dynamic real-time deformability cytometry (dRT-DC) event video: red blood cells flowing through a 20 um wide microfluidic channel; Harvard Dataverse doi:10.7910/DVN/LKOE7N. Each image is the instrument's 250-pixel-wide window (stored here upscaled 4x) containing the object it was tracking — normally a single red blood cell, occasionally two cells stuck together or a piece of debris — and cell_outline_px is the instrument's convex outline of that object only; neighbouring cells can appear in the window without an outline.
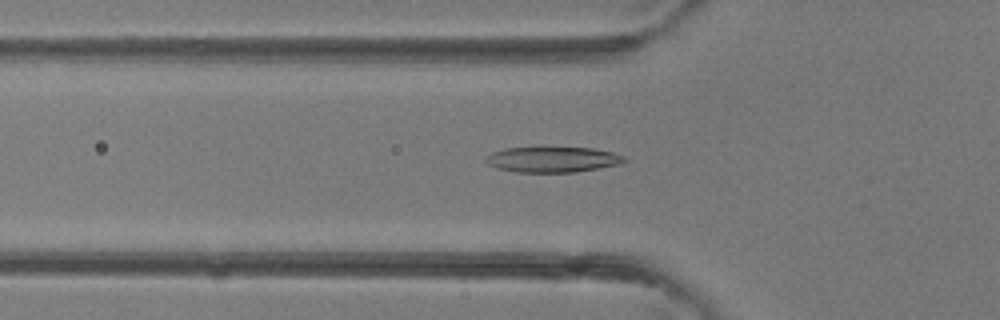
{"species": "common noctule bat (a hibernating species)", "species_latin": "Nyctalus noctula", "temperature_condition": "room temperature", "stored_images_in_passage": 40, "camera_frame_rate_fps": 3000, "um_per_image_px": 0.085, "animal": {"sex": "female"}, "frame": {"image": 1, "passage_image": 14, "time_ms": 4.333, "image_size_px": [1000, 320], "cell_outline_px": [[628, 160], [620, 164], [576, 172], [516, 172], [496, 168], [488, 164], [484, 160], [484, 156], [492, 152], [504, 148], [540, 144], [592, 148], [612, 152], [624, 156]], "centroid_in_image_um": [46.91, 13.5], "position_along_channel_um": 78.9, "area_um2": 21.85}}
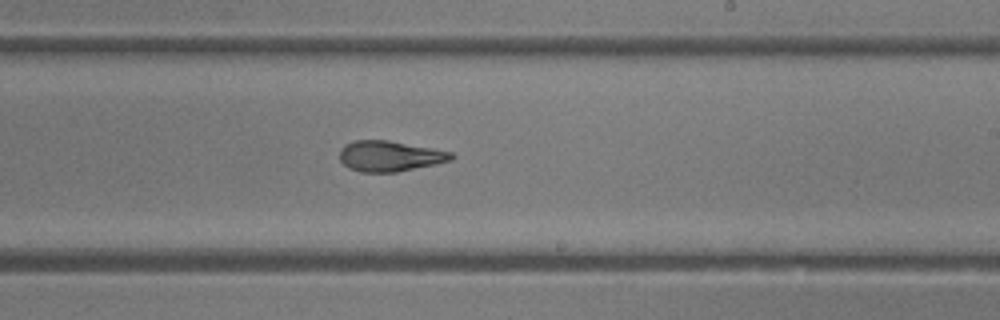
{"frame": {"image": 2, "passage_image": 24, "time_ms": 7.667, "image_size_px": [1000, 320], "cell_outline_px": [[456, 156], [452, 160], [436, 164], [396, 172], [360, 172], [348, 168], [340, 160], [340, 148], [344, 144], [356, 140], [388, 140], [432, 148], [452, 152]], "centroid_in_image_um": [33.13, 13.27], "position_along_channel_um": 255.9, "area_um2": 20.0}}
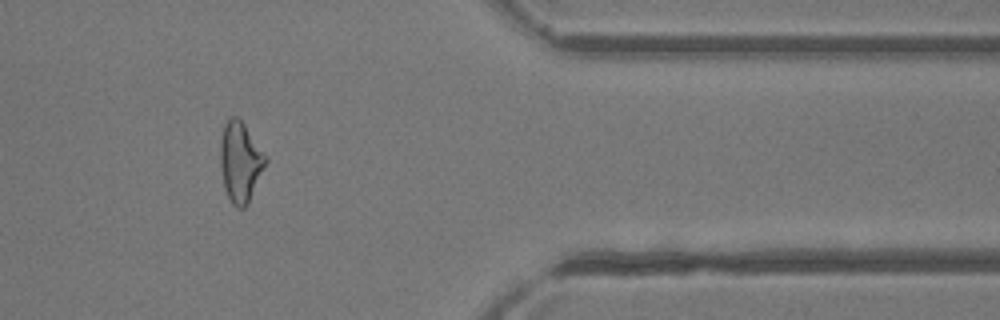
{"frame": {"image": 3, "passage_image": 33, "time_ms": 10.667, "image_size_px": [1000, 320], "cell_outline_px": [[268, 160], [248, 204], [244, 208], [236, 208], [232, 204], [224, 188], [220, 168], [220, 140], [224, 124], [228, 116], [236, 116], [244, 124], [268, 156]], "centroid_in_image_um": [20.42, 13.75], "position_along_channel_um": 391.0, "area_um2": 21.5}}